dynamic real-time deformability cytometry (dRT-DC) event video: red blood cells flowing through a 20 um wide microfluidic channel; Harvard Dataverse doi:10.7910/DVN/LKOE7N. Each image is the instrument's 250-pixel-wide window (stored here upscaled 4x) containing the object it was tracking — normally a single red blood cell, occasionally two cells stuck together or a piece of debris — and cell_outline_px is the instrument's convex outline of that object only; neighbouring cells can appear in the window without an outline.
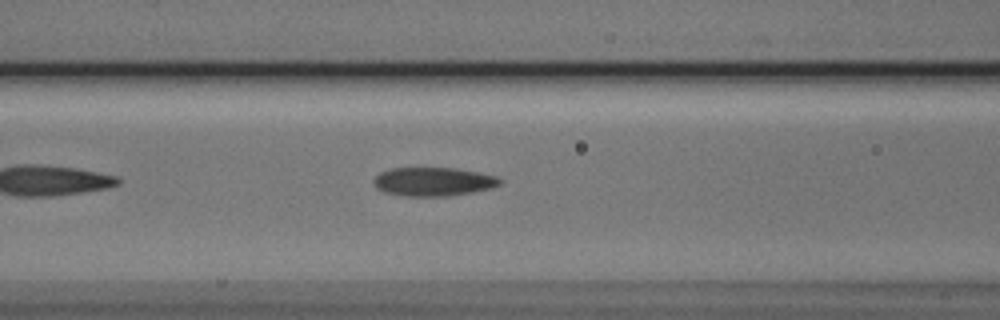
{"species": "Egyptian fruit bat (a non-hibernating species)", "species_latin": "Rousettus aegyptiacus", "temperature_condition": "cold", "stored_images_in_passage": 38, "camera_frame_rate_fps": 3000, "um_per_image_px": 0.085, "animal": {"sex": "male"}, "frame": {"image": 1, "passage_image": 7, "time_ms": 2.0, "image_size_px": [1000, 320], "cell_outline_px": [[504, 180], [500, 184], [492, 188], [472, 192], [448, 196], [404, 196], [384, 192], [376, 188], [372, 180], [380, 172], [392, 168], [456, 168], [496, 176]], "centroid_in_image_um": [36.82, 15.44], "position_along_channel_um": 129.8, "area_um2": 21.15}}
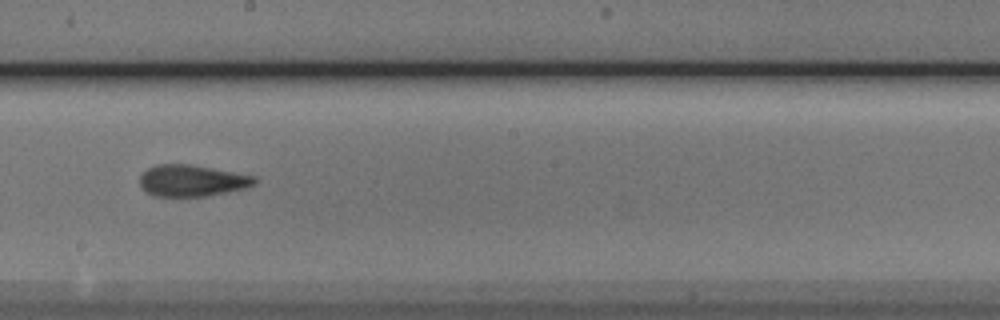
{"frame": {"image": 2, "passage_image": 15, "time_ms": 4.667, "image_size_px": [1000, 320], "cell_outline_px": [[256, 184], [244, 188], [208, 196], [152, 196], [144, 192], [140, 184], [140, 176], [148, 168], [156, 164], [188, 164], [256, 176]], "centroid_in_image_um": [16.28, 15.36], "position_along_channel_um": 231.9, "area_um2": 21.04}}
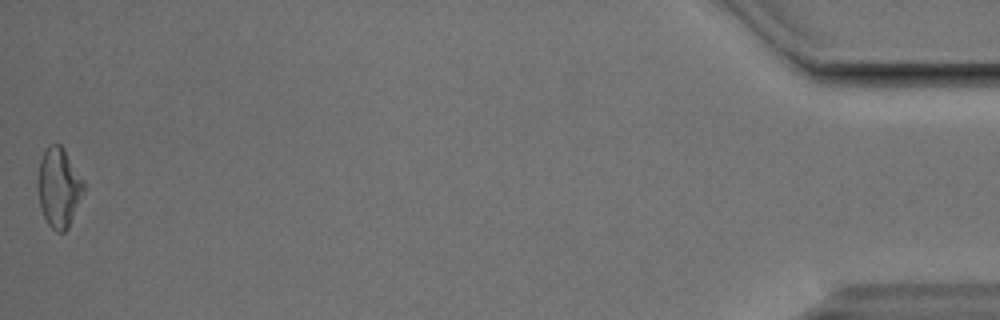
{"frame": {"image": 3, "passage_image": 38, "time_ms": 12.333, "image_size_px": [1000, 320], "cell_outline_px": [[84, 192], [68, 228], [64, 232], [56, 232], [48, 224], [44, 216], [40, 204], [36, 184], [40, 160], [44, 148], [48, 144], [60, 144], [64, 148], [84, 180]], "centroid_in_image_um": [4.99, 15.91], "position_along_channel_um": 430.2, "area_um2": 21.5}, "authors_computed_cell_mechanics": {"area_um2": 21.2415, "velocity_mm_per_s": 3.841, "shape_relaxation_time_tau1_ms": 5.2991, "shape_relaxation_time_tau2_ms": 2.7991, "deformation_change_tau1": 0.1335, "deformation_change_tau2": 0.119}}